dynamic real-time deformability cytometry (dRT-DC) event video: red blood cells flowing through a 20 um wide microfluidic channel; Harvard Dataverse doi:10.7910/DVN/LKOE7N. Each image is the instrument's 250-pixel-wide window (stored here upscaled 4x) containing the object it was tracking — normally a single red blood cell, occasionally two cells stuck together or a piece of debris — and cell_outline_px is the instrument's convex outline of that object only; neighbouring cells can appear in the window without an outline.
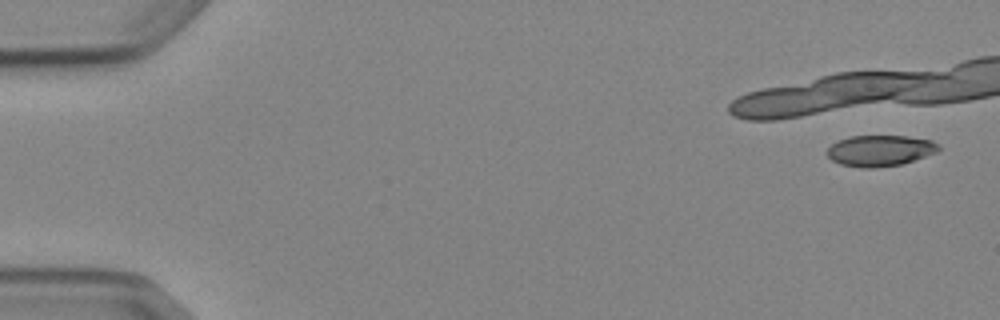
{"species": "Egyptian fruit bat (a non-hibernating species)", "species_latin": "Rousettus aegyptiacus", "temperature_condition": "cold", "stored_images_in_passage": 6, "camera_frame_rate_fps": 3000, "um_per_image_px": 0.085, "animal": {"sex": "female"}, "frame": {"image": 1, "passage_image": 1, "time_ms": 0.0, "image_size_px": [1000, 320], "cell_outline_px": [[940, 148], [936, 152], [904, 164], [876, 168], [864, 168], [840, 164], [832, 160], [828, 156], [828, 148], [832, 144], [848, 136], [908, 136], [932, 140], [940, 144]], "centroid_in_image_um": [74.83, 12.8], "position_along_channel_um": 10.2, "area_um2": 20.23}}